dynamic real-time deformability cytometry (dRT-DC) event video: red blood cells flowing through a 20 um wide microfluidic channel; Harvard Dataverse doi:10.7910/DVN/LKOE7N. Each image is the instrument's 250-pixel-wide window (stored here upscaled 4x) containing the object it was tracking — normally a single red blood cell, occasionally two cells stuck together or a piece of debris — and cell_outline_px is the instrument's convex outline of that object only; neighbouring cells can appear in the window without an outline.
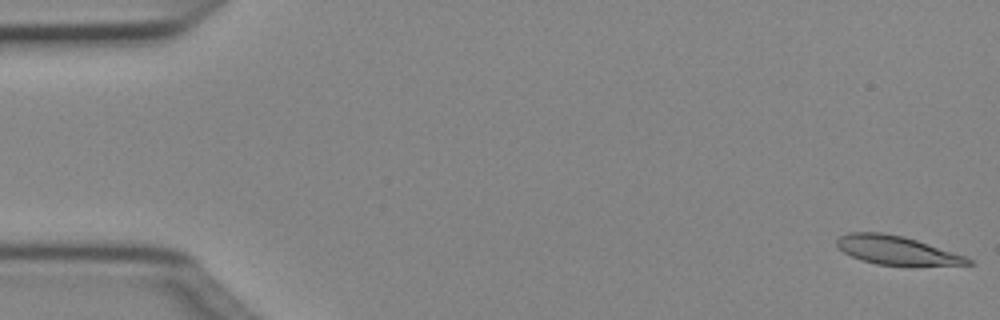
{"species": "Egyptian fruit bat (a non-hibernating species)", "species_latin": "Rousettus aegyptiacus", "temperature_condition": "cold", "stored_images_in_passage": 51, "camera_frame_rate_fps": 3000, "um_per_image_px": 0.085, "animal": {"sex": "female"}, "frame": {"image": 1, "passage_image": 1, "time_ms": 0.0, "image_size_px": [1000, 320], "cell_outline_px": [[972, 264], [876, 264], [852, 256], [844, 252], [836, 244], [836, 240], [840, 236], [848, 232], [880, 232], [904, 236], [964, 256], [972, 260]], "centroid_in_image_um": [76.12, 21.23], "position_along_channel_um": 8.9, "area_um2": 21.04}}
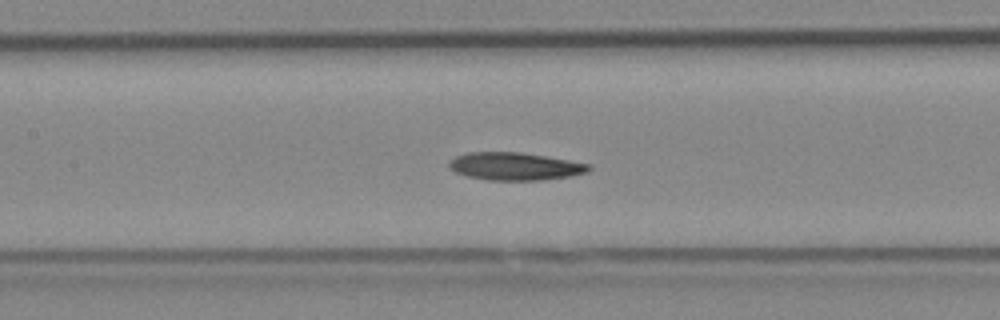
{"frame": {"image": 2, "passage_image": 23, "time_ms": 7.333, "image_size_px": [1000, 320], "cell_outline_px": [[592, 168], [588, 172], [572, 176], [540, 180], [488, 180], [468, 176], [456, 172], [448, 164], [448, 160], [456, 156], [468, 152], [520, 152], [592, 164]], "centroid_in_image_um": [43.8, 14.13], "position_along_channel_um": 163.6, "area_um2": 22.54}}
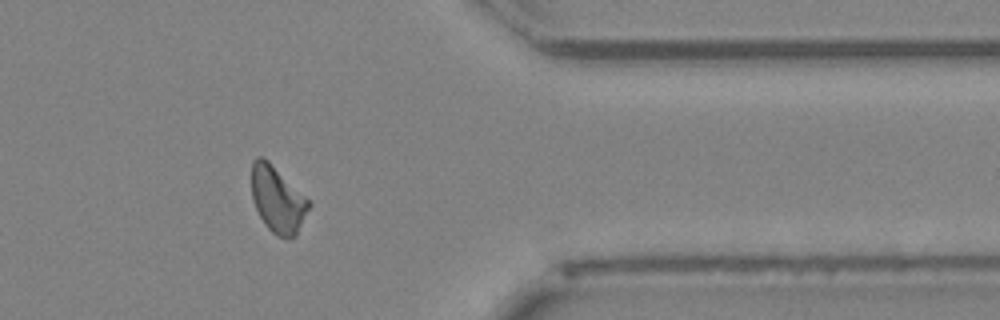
{"frame": {"image": 3, "passage_image": 41, "time_ms": 13.333, "image_size_px": [1000, 320], "cell_outline_px": [[312, 204], [296, 236], [276, 236], [264, 224], [252, 200], [252, 160], [256, 156], [260, 156], [268, 160]], "centroid_in_image_um": [23.58, 16.95], "position_along_channel_um": 387.8, "area_um2": 21.79}, "authors_computed_cell_mechanics": {"area_um2": 22.253, "velocity_mm_per_s": 4.0106, "shape_relaxation_time_tau1_ms": null, "shape_relaxation_time_tau2_ms": 6.2515, "deformation_change_tau1": null, "deformation_change_tau2": 0.1482}}